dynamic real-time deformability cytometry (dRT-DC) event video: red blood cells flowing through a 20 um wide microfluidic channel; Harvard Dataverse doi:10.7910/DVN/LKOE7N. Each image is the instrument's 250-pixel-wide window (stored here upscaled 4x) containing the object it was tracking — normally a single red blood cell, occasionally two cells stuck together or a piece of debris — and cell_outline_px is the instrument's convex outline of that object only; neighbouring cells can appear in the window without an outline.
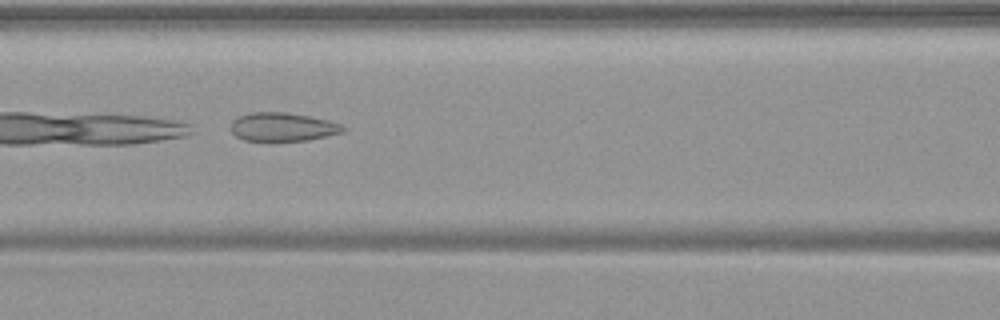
{"species": "common noctule bat (a hibernating species)", "species_latin": "Nyctalus noctula", "temperature_condition": "warm", "stored_images_in_passage": 47, "camera_frame_rate_fps": 3000, "um_per_image_px": 0.085, "animal": {"sex": "female", "body_mass_g": 19.9}, "frame": {"image": 1, "passage_image": 21, "time_ms": 6.667, "image_size_px": [1000, 320], "cell_outline_px": [[348, 128], [344, 132], [328, 136], [308, 140], [268, 144], [244, 140], [236, 136], [232, 132], [232, 120], [240, 116], [252, 112], [284, 112], [308, 116], [328, 120], [340, 124]], "centroid_in_image_um": [24.03, 10.84], "position_along_channel_um": 142.6, "area_um2": 19.42}}